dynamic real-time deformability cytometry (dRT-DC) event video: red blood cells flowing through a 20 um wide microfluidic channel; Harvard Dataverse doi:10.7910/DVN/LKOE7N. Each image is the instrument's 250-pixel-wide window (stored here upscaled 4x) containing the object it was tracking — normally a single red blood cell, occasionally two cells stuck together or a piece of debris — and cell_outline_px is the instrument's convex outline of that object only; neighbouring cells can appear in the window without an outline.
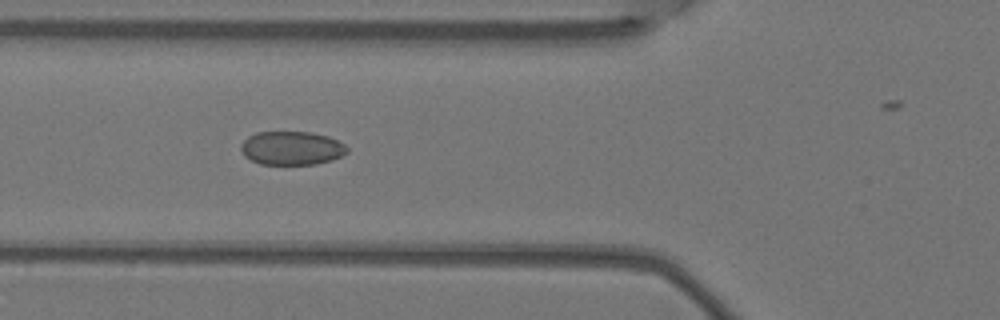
{"species": "Egyptian fruit bat (a non-hibernating species)", "species_latin": "Rousettus aegyptiacus", "temperature_condition": "warm", "stored_images_in_passage": 5, "camera_frame_rate_fps": 3000, "um_per_image_px": 0.085, "animal": {"sex": "female"}, "frame": {"image": 1, "passage_image": 3, "time_ms": 0.667, "image_size_px": [1000, 320], "cell_outline_px": [[348, 152], [332, 160], [316, 164], [260, 164], [244, 156], [240, 148], [240, 144], [248, 136], [256, 132], [312, 132], [328, 136], [344, 144], [348, 148]], "centroid_in_image_um": [24.78, 12.58], "position_along_channel_um": 101.0, "area_um2": 20.87}}
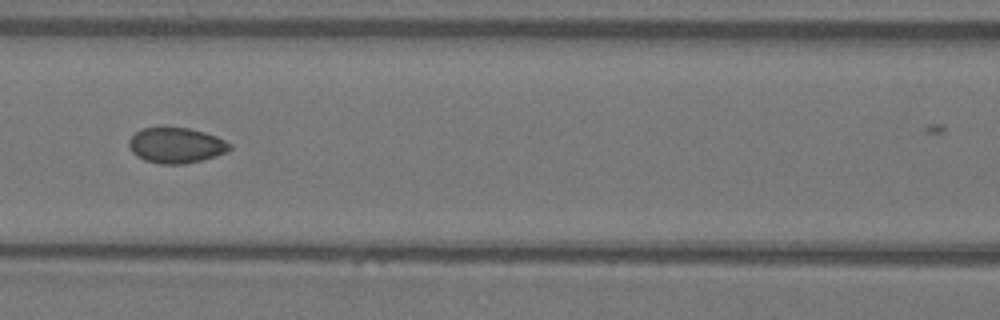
{"frame": {"image": 2, "passage_image": 4, "time_ms": 1.0, "image_size_px": [1000, 320], "cell_outline_px": [[232, 148], [228, 152], [200, 160], [184, 164], [160, 164], [144, 160], [136, 156], [132, 152], [128, 144], [128, 140], [140, 128], [188, 128], [204, 132], [216, 136], [232, 144]], "centroid_in_image_um": [14.96, 12.36], "position_along_channel_um": 151.6, "area_um2": 20.81}}
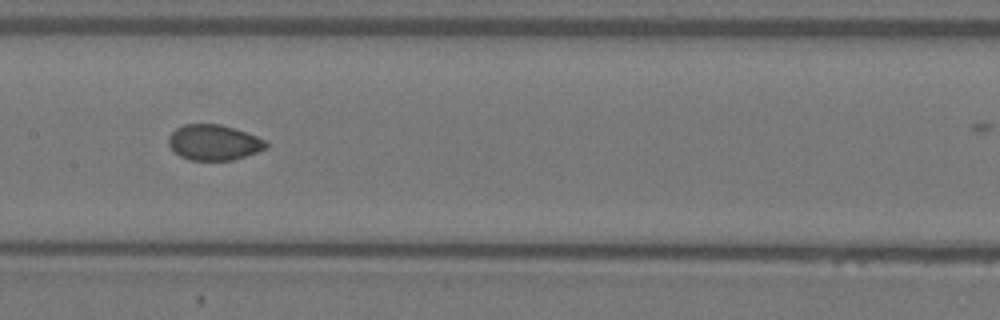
{"frame": {"image": 3, "passage_image": 5, "time_ms": 1.333, "image_size_px": [1000, 320], "cell_outline_px": [[268, 148], [232, 160], [188, 160], [180, 156], [168, 144], [168, 136], [176, 128], [184, 124], [220, 124], [268, 140]], "centroid_in_image_um": [18.17, 12.11], "position_along_channel_um": 189.2, "area_um2": 20.11}}